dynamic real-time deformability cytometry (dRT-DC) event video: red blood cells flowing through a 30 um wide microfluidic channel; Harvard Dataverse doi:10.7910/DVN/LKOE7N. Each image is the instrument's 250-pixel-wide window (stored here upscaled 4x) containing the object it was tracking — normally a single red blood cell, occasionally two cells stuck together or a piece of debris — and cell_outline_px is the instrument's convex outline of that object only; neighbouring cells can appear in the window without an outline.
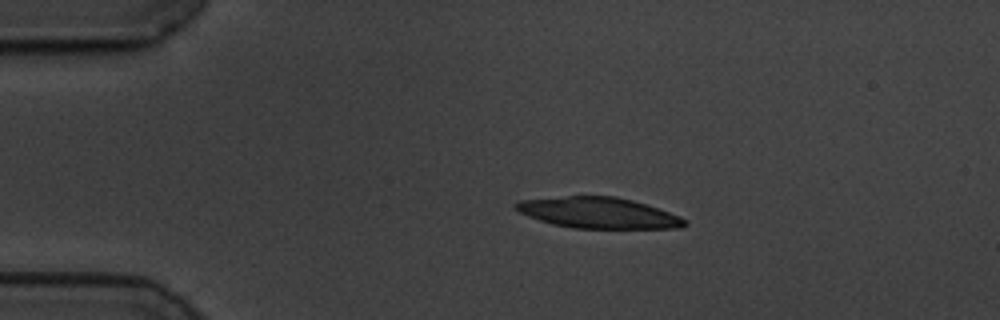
{"species": "common noctule bat (a hibernating species)", "species_latin": "Nyctalus noctula", "temperature_condition": "cold", "stored_images_in_passage": 47, "camera_frame_rate_fps": 3000, "um_per_image_px": 0.085, "animal": {"sex": "male", "body_mass_g": 19.5, "forearm_length_mm": 54.6}, "frame": {"image": 1, "passage_image": 1, "time_ms": 0.0, "image_size_px": [1000, 320], "cell_outline_px": [[688, 224], [680, 228], [572, 228], [552, 224], [528, 216], [520, 212], [512, 204], [520, 200], [568, 196], [616, 196], [632, 200], [680, 216], [688, 220]], "centroid_in_image_um": [50.87, 18.09], "position_along_channel_um": 34.1, "area_um2": 30.23}}
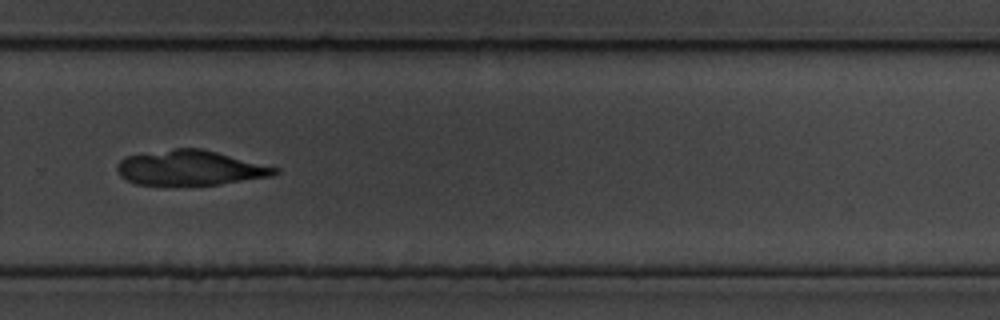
{"frame": {"image": 2, "passage_image": 29, "time_ms": 9.333, "image_size_px": [1000, 320], "cell_outline_px": [[280, 172], [272, 176], [220, 184], [136, 184], [120, 176], [116, 168], [116, 164], [124, 156], [176, 148], [200, 148], [280, 168]], "centroid_in_image_um": [16.16, 14.26], "position_along_channel_um": 313.6, "area_um2": 31.79}}